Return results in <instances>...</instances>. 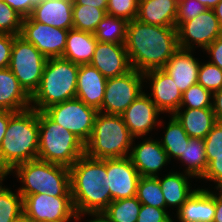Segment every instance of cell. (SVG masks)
Listing matches in <instances>:
<instances>
[{
  "mask_svg": "<svg viewBox=\"0 0 222 222\" xmlns=\"http://www.w3.org/2000/svg\"><path fill=\"white\" fill-rule=\"evenodd\" d=\"M31 108V97L21 87L13 72L0 69V110L20 112Z\"/></svg>",
  "mask_w": 222,
  "mask_h": 222,
  "instance_id": "cell-23",
  "label": "cell"
},
{
  "mask_svg": "<svg viewBox=\"0 0 222 222\" xmlns=\"http://www.w3.org/2000/svg\"><path fill=\"white\" fill-rule=\"evenodd\" d=\"M73 29L93 33L106 12L92 6L73 5Z\"/></svg>",
  "mask_w": 222,
  "mask_h": 222,
  "instance_id": "cell-33",
  "label": "cell"
},
{
  "mask_svg": "<svg viewBox=\"0 0 222 222\" xmlns=\"http://www.w3.org/2000/svg\"><path fill=\"white\" fill-rule=\"evenodd\" d=\"M124 45L132 69L141 73L163 69L179 49L177 28L146 24L134 19L127 24Z\"/></svg>",
  "mask_w": 222,
  "mask_h": 222,
  "instance_id": "cell-1",
  "label": "cell"
},
{
  "mask_svg": "<svg viewBox=\"0 0 222 222\" xmlns=\"http://www.w3.org/2000/svg\"><path fill=\"white\" fill-rule=\"evenodd\" d=\"M157 178L166 202V210L168 209L167 207H169L172 209L176 208L175 210L178 211L196 190L195 187L192 188V186H190L191 183L189 182L193 177L180 172V170L169 171L163 178L160 176Z\"/></svg>",
  "mask_w": 222,
  "mask_h": 222,
  "instance_id": "cell-24",
  "label": "cell"
},
{
  "mask_svg": "<svg viewBox=\"0 0 222 222\" xmlns=\"http://www.w3.org/2000/svg\"><path fill=\"white\" fill-rule=\"evenodd\" d=\"M73 0H38L28 17L59 29H73Z\"/></svg>",
  "mask_w": 222,
  "mask_h": 222,
  "instance_id": "cell-21",
  "label": "cell"
},
{
  "mask_svg": "<svg viewBox=\"0 0 222 222\" xmlns=\"http://www.w3.org/2000/svg\"><path fill=\"white\" fill-rule=\"evenodd\" d=\"M173 116L191 138L204 139L216 123L212 108H179Z\"/></svg>",
  "mask_w": 222,
  "mask_h": 222,
  "instance_id": "cell-26",
  "label": "cell"
},
{
  "mask_svg": "<svg viewBox=\"0 0 222 222\" xmlns=\"http://www.w3.org/2000/svg\"><path fill=\"white\" fill-rule=\"evenodd\" d=\"M6 176H0V222H14L23 216V197L3 186Z\"/></svg>",
  "mask_w": 222,
  "mask_h": 222,
  "instance_id": "cell-31",
  "label": "cell"
},
{
  "mask_svg": "<svg viewBox=\"0 0 222 222\" xmlns=\"http://www.w3.org/2000/svg\"><path fill=\"white\" fill-rule=\"evenodd\" d=\"M208 166L202 180L213 182L217 191H222V155H206Z\"/></svg>",
  "mask_w": 222,
  "mask_h": 222,
  "instance_id": "cell-40",
  "label": "cell"
},
{
  "mask_svg": "<svg viewBox=\"0 0 222 222\" xmlns=\"http://www.w3.org/2000/svg\"><path fill=\"white\" fill-rule=\"evenodd\" d=\"M85 154V144L69 130L39 111L37 159L70 168Z\"/></svg>",
  "mask_w": 222,
  "mask_h": 222,
  "instance_id": "cell-7",
  "label": "cell"
},
{
  "mask_svg": "<svg viewBox=\"0 0 222 222\" xmlns=\"http://www.w3.org/2000/svg\"><path fill=\"white\" fill-rule=\"evenodd\" d=\"M208 54L209 62L215 64L222 70V35L212 42L205 50Z\"/></svg>",
  "mask_w": 222,
  "mask_h": 222,
  "instance_id": "cell-45",
  "label": "cell"
},
{
  "mask_svg": "<svg viewBox=\"0 0 222 222\" xmlns=\"http://www.w3.org/2000/svg\"><path fill=\"white\" fill-rule=\"evenodd\" d=\"M213 222H222V191H215V216Z\"/></svg>",
  "mask_w": 222,
  "mask_h": 222,
  "instance_id": "cell-49",
  "label": "cell"
},
{
  "mask_svg": "<svg viewBox=\"0 0 222 222\" xmlns=\"http://www.w3.org/2000/svg\"><path fill=\"white\" fill-rule=\"evenodd\" d=\"M192 53L194 54V50L179 48L163 67L182 94L198 81L201 61L199 62Z\"/></svg>",
  "mask_w": 222,
  "mask_h": 222,
  "instance_id": "cell-22",
  "label": "cell"
},
{
  "mask_svg": "<svg viewBox=\"0 0 222 222\" xmlns=\"http://www.w3.org/2000/svg\"><path fill=\"white\" fill-rule=\"evenodd\" d=\"M134 138L121 115L98 112L85 154L96 159L127 157Z\"/></svg>",
  "mask_w": 222,
  "mask_h": 222,
  "instance_id": "cell-6",
  "label": "cell"
},
{
  "mask_svg": "<svg viewBox=\"0 0 222 222\" xmlns=\"http://www.w3.org/2000/svg\"><path fill=\"white\" fill-rule=\"evenodd\" d=\"M23 18L29 17L38 0H3Z\"/></svg>",
  "mask_w": 222,
  "mask_h": 222,
  "instance_id": "cell-44",
  "label": "cell"
},
{
  "mask_svg": "<svg viewBox=\"0 0 222 222\" xmlns=\"http://www.w3.org/2000/svg\"><path fill=\"white\" fill-rule=\"evenodd\" d=\"M212 109L216 122L222 123V88L213 92Z\"/></svg>",
  "mask_w": 222,
  "mask_h": 222,
  "instance_id": "cell-46",
  "label": "cell"
},
{
  "mask_svg": "<svg viewBox=\"0 0 222 222\" xmlns=\"http://www.w3.org/2000/svg\"><path fill=\"white\" fill-rule=\"evenodd\" d=\"M97 42L93 33L69 29L62 58L78 65L90 64Z\"/></svg>",
  "mask_w": 222,
  "mask_h": 222,
  "instance_id": "cell-27",
  "label": "cell"
},
{
  "mask_svg": "<svg viewBox=\"0 0 222 222\" xmlns=\"http://www.w3.org/2000/svg\"><path fill=\"white\" fill-rule=\"evenodd\" d=\"M108 0H73V5H86L98 9H103L106 12Z\"/></svg>",
  "mask_w": 222,
  "mask_h": 222,
  "instance_id": "cell-48",
  "label": "cell"
},
{
  "mask_svg": "<svg viewBox=\"0 0 222 222\" xmlns=\"http://www.w3.org/2000/svg\"><path fill=\"white\" fill-rule=\"evenodd\" d=\"M177 161L185 167L183 173L189 174L194 179H202L208 166L204 139L190 137L183 154Z\"/></svg>",
  "mask_w": 222,
  "mask_h": 222,
  "instance_id": "cell-28",
  "label": "cell"
},
{
  "mask_svg": "<svg viewBox=\"0 0 222 222\" xmlns=\"http://www.w3.org/2000/svg\"><path fill=\"white\" fill-rule=\"evenodd\" d=\"M68 31L26 17L22 20L20 36L32 43L46 58H57L63 56Z\"/></svg>",
  "mask_w": 222,
  "mask_h": 222,
  "instance_id": "cell-13",
  "label": "cell"
},
{
  "mask_svg": "<svg viewBox=\"0 0 222 222\" xmlns=\"http://www.w3.org/2000/svg\"><path fill=\"white\" fill-rule=\"evenodd\" d=\"M143 84V73L135 69L122 76L107 78L103 103L98 111L121 115L144 92Z\"/></svg>",
  "mask_w": 222,
  "mask_h": 222,
  "instance_id": "cell-10",
  "label": "cell"
},
{
  "mask_svg": "<svg viewBox=\"0 0 222 222\" xmlns=\"http://www.w3.org/2000/svg\"><path fill=\"white\" fill-rule=\"evenodd\" d=\"M143 77L146 84L148 81L151 90L148 96L156 107L163 114L173 115L180 108L182 92L171 76L163 69H155L143 73Z\"/></svg>",
  "mask_w": 222,
  "mask_h": 222,
  "instance_id": "cell-17",
  "label": "cell"
},
{
  "mask_svg": "<svg viewBox=\"0 0 222 222\" xmlns=\"http://www.w3.org/2000/svg\"><path fill=\"white\" fill-rule=\"evenodd\" d=\"M15 37V35L0 34V69L9 66L12 45Z\"/></svg>",
  "mask_w": 222,
  "mask_h": 222,
  "instance_id": "cell-43",
  "label": "cell"
},
{
  "mask_svg": "<svg viewBox=\"0 0 222 222\" xmlns=\"http://www.w3.org/2000/svg\"><path fill=\"white\" fill-rule=\"evenodd\" d=\"M47 58L20 35L14 38L8 68L31 97L42 78Z\"/></svg>",
  "mask_w": 222,
  "mask_h": 222,
  "instance_id": "cell-8",
  "label": "cell"
},
{
  "mask_svg": "<svg viewBox=\"0 0 222 222\" xmlns=\"http://www.w3.org/2000/svg\"><path fill=\"white\" fill-rule=\"evenodd\" d=\"M198 84L212 93L222 88V70L215 64L201 62L198 70Z\"/></svg>",
  "mask_w": 222,
  "mask_h": 222,
  "instance_id": "cell-36",
  "label": "cell"
},
{
  "mask_svg": "<svg viewBox=\"0 0 222 222\" xmlns=\"http://www.w3.org/2000/svg\"><path fill=\"white\" fill-rule=\"evenodd\" d=\"M141 205L136 196L114 200L102 214L109 222H137Z\"/></svg>",
  "mask_w": 222,
  "mask_h": 222,
  "instance_id": "cell-32",
  "label": "cell"
},
{
  "mask_svg": "<svg viewBox=\"0 0 222 222\" xmlns=\"http://www.w3.org/2000/svg\"><path fill=\"white\" fill-rule=\"evenodd\" d=\"M69 171L75 212L81 216L102 214L112 202L106 159L91 158L84 154Z\"/></svg>",
  "mask_w": 222,
  "mask_h": 222,
  "instance_id": "cell-2",
  "label": "cell"
},
{
  "mask_svg": "<svg viewBox=\"0 0 222 222\" xmlns=\"http://www.w3.org/2000/svg\"><path fill=\"white\" fill-rule=\"evenodd\" d=\"M136 138L143 141L135 144ZM136 138L133 140L129 155L134 167L141 177H158L160 170L171 162L166 151L158 139H152L151 136Z\"/></svg>",
  "mask_w": 222,
  "mask_h": 222,
  "instance_id": "cell-15",
  "label": "cell"
},
{
  "mask_svg": "<svg viewBox=\"0 0 222 222\" xmlns=\"http://www.w3.org/2000/svg\"><path fill=\"white\" fill-rule=\"evenodd\" d=\"M9 174L22 183L18 188L22 196L41 193L72 196L68 167L35 159L17 165Z\"/></svg>",
  "mask_w": 222,
  "mask_h": 222,
  "instance_id": "cell-5",
  "label": "cell"
},
{
  "mask_svg": "<svg viewBox=\"0 0 222 222\" xmlns=\"http://www.w3.org/2000/svg\"><path fill=\"white\" fill-rule=\"evenodd\" d=\"M14 222H30V221L23 215Z\"/></svg>",
  "mask_w": 222,
  "mask_h": 222,
  "instance_id": "cell-54",
  "label": "cell"
},
{
  "mask_svg": "<svg viewBox=\"0 0 222 222\" xmlns=\"http://www.w3.org/2000/svg\"><path fill=\"white\" fill-rule=\"evenodd\" d=\"M127 24L128 22L125 19L106 14L94 32L96 40L99 42L124 44Z\"/></svg>",
  "mask_w": 222,
  "mask_h": 222,
  "instance_id": "cell-30",
  "label": "cell"
},
{
  "mask_svg": "<svg viewBox=\"0 0 222 222\" xmlns=\"http://www.w3.org/2000/svg\"><path fill=\"white\" fill-rule=\"evenodd\" d=\"M180 49L203 51L222 35V29L213 9H207L196 18L183 22L177 28Z\"/></svg>",
  "mask_w": 222,
  "mask_h": 222,
  "instance_id": "cell-11",
  "label": "cell"
},
{
  "mask_svg": "<svg viewBox=\"0 0 222 222\" xmlns=\"http://www.w3.org/2000/svg\"><path fill=\"white\" fill-rule=\"evenodd\" d=\"M43 112L54 122L60 124L86 144L93 132L97 109L74 98L57 103Z\"/></svg>",
  "mask_w": 222,
  "mask_h": 222,
  "instance_id": "cell-9",
  "label": "cell"
},
{
  "mask_svg": "<svg viewBox=\"0 0 222 222\" xmlns=\"http://www.w3.org/2000/svg\"><path fill=\"white\" fill-rule=\"evenodd\" d=\"M106 172L112 201L136 196L141 176L129 156L106 159Z\"/></svg>",
  "mask_w": 222,
  "mask_h": 222,
  "instance_id": "cell-16",
  "label": "cell"
},
{
  "mask_svg": "<svg viewBox=\"0 0 222 222\" xmlns=\"http://www.w3.org/2000/svg\"><path fill=\"white\" fill-rule=\"evenodd\" d=\"M178 3L174 0H139L137 20L151 25L173 27Z\"/></svg>",
  "mask_w": 222,
  "mask_h": 222,
  "instance_id": "cell-25",
  "label": "cell"
},
{
  "mask_svg": "<svg viewBox=\"0 0 222 222\" xmlns=\"http://www.w3.org/2000/svg\"><path fill=\"white\" fill-rule=\"evenodd\" d=\"M169 117L170 119L167 127H165V133L163 138L159 139V142L171 161L172 159L178 160L180 158L190 137L173 115Z\"/></svg>",
  "mask_w": 222,
  "mask_h": 222,
  "instance_id": "cell-29",
  "label": "cell"
},
{
  "mask_svg": "<svg viewBox=\"0 0 222 222\" xmlns=\"http://www.w3.org/2000/svg\"><path fill=\"white\" fill-rule=\"evenodd\" d=\"M169 211L150 205H141L137 222H175Z\"/></svg>",
  "mask_w": 222,
  "mask_h": 222,
  "instance_id": "cell-41",
  "label": "cell"
},
{
  "mask_svg": "<svg viewBox=\"0 0 222 222\" xmlns=\"http://www.w3.org/2000/svg\"><path fill=\"white\" fill-rule=\"evenodd\" d=\"M16 112L0 110V147L5 136V132L7 129V125L9 119L15 114Z\"/></svg>",
  "mask_w": 222,
  "mask_h": 222,
  "instance_id": "cell-47",
  "label": "cell"
},
{
  "mask_svg": "<svg viewBox=\"0 0 222 222\" xmlns=\"http://www.w3.org/2000/svg\"><path fill=\"white\" fill-rule=\"evenodd\" d=\"M208 9H213L221 0H197Z\"/></svg>",
  "mask_w": 222,
  "mask_h": 222,
  "instance_id": "cell-53",
  "label": "cell"
},
{
  "mask_svg": "<svg viewBox=\"0 0 222 222\" xmlns=\"http://www.w3.org/2000/svg\"><path fill=\"white\" fill-rule=\"evenodd\" d=\"M215 216V190L198 187L176 211L178 222H213Z\"/></svg>",
  "mask_w": 222,
  "mask_h": 222,
  "instance_id": "cell-19",
  "label": "cell"
},
{
  "mask_svg": "<svg viewBox=\"0 0 222 222\" xmlns=\"http://www.w3.org/2000/svg\"><path fill=\"white\" fill-rule=\"evenodd\" d=\"M83 216H81L80 214H78L77 212H74L69 218L66 219H60V220H55V221H46V222H71L72 220H74L75 222L80 221ZM72 219V220H71Z\"/></svg>",
  "mask_w": 222,
  "mask_h": 222,
  "instance_id": "cell-51",
  "label": "cell"
},
{
  "mask_svg": "<svg viewBox=\"0 0 222 222\" xmlns=\"http://www.w3.org/2000/svg\"><path fill=\"white\" fill-rule=\"evenodd\" d=\"M23 197V215L30 222H46L69 218L74 212L72 196H52L46 193Z\"/></svg>",
  "mask_w": 222,
  "mask_h": 222,
  "instance_id": "cell-12",
  "label": "cell"
},
{
  "mask_svg": "<svg viewBox=\"0 0 222 222\" xmlns=\"http://www.w3.org/2000/svg\"><path fill=\"white\" fill-rule=\"evenodd\" d=\"M39 147V111L16 112L7 125L0 147V176H8L19 164L35 160Z\"/></svg>",
  "mask_w": 222,
  "mask_h": 222,
  "instance_id": "cell-3",
  "label": "cell"
},
{
  "mask_svg": "<svg viewBox=\"0 0 222 222\" xmlns=\"http://www.w3.org/2000/svg\"><path fill=\"white\" fill-rule=\"evenodd\" d=\"M107 78L90 64L79 65L76 98L99 110L103 103Z\"/></svg>",
  "mask_w": 222,
  "mask_h": 222,
  "instance_id": "cell-20",
  "label": "cell"
},
{
  "mask_svg": "<svg viewBox=\"0 0 222 222\" xmlns=\"http://www.w3.org/2000/svg\"><path fill=\"white\" fill-rule=\"evenodd\" d=\"M22 20V16L3 0L0 1V34L20 35Z\"/></svg>",
  "mask_w": 222,
  "mask_h": 222,
  "instance_id": "cell-37",
  "label": "cell"
},
{
  "mask_svg": "<svg viewBox=\"0 0 222 222\" xmlns=\"http://www.w3.org/2000/svg\"><path fill=\"white\" fill-rule=\"evenodd\" d=\"M79 65L62 57L47 58L40 84L31 96V108L43 111L76 98Z\"/></svg>",
  "mask_w": 222,
  "mask_h": 222,
  "instance_id": "cell-4",
  "label": "cell"
},
{
  "mask_svg": "<svg viewBox=\"0 0 222 222\" xmlns=\"http://www.w3.org/2000/svg\"><path fill=\"white\" fill-rule=\"evenodd\" d=\"M88 216L92 217L90 220L87 219V222H109L103 214H88Z\"/></svg>",
  "mask_w": 222,
  "mask_h": 222,
  "instance_id": "cell-52",
  "label": "cell"
},
{
  "mask_svg": "<svg viewBox=\"0 0 222 222\" xmlns=\"http://www.w3.org/2000/svg\"><path fill=\"white\" fill-rule=\"evenodd\" d=\"M136 197L141 204L166 209V202L157 177H141Z\"/></svg>",
  "mask_w": 222,
  "mask_h": 222,
  "instance_id": "cell-34",
  "label": "cell"
},
{
  "mask_svg": "<svg viewBox=\"0 0 222 222\" xmlns=\"http://www.w3.org/2000/svg\"><path fill=\"white\" fill-rule=\"evenodd\" d=\"M139 0H108L106 14L130 22L137 18Z\"/></svg>",
  "mask_w": 222,
  "mask_h": 222,
  "instance_id": "cell-38",
  "label": "cell"
},
{
  "mask_svg": "<svg viewBox=\"0 0 222 222\" xmlns=\"http://www.w3.org/2000/svg\"><path fill=\"white\" fill-rule=\"evenodd\" d=\"M213 11L222 29V0L213 8Z\"/></svg>",
  "mask_w": 222,
  "mask_h": 222,
  "instance_id": "cell-50",
  "label": "cell"
},
{
  "mask_svg": "<svg viewBox=\"0 0 222 222\" xmlns=\"http://www.w3.org/2000/svg\"><path fill=\"white\" fill-rule=\"evenodd\" d=\"M213 93L200 84H194L183 94L180 108H212Z\"/></svg>",
  "mask_w": 222,
  "mask_h": 222,
  "instance_id": "cell-35",
  "label": "cell"
},
{
  "mask_svg": "<svg viewBox=\"0 0 222 222\" xmlns=\"http://www.w3.org/2000/svg\"><path fill=\"white\" fill-rule=\"evenodd\" d=\"M90 65L104 77L122 76L132 70L124 44L97 42Z\"/></svg>",
  "mask_w": 222,
  "mask_h": 222,
  "instance_id": "cell-18",
  "label": "cell"
},
{
  "mask_svg": "<svg viewBox=\"0 0 222 222\" xmlns=\"http://www.w3.org/2000/svg\"><path fill=\"white\" fill-rule=\"evenodd\" d=\"M208 8L197 0H187L178 3L177 17L175 20V28H178L183 22L196 18Z\"/></svg>",
  "mask_w": 222,
  "mask_h": 222,
  "instance_id": "cell-39",
  "label": "cell"
},
{
  "mask_svg": "<svg viewBox=\"0 0 222 222\" xmlns=\"http://www.w3.org/2000/svg\"><path fill=\"white\" fill-rule=\"evenodd\" d=\"M176 3H181V2H184V1H187V0H174Z\"/></svg>",
  "mask_w": 222,
  "mask_h": 222,
  "instance_id": "cell-55",
  "label": "cell"
},
{
  "mask_svg": "<svg viewBox=\"0 0 222 222\" xmlns=\"http://www.w3.org/2000/svg\"><path fill=\"white\" fill-rule=\"evenodd\" d=\"M161 114L163 113L144 90L121 116L130 133L136 138L145 137L156 127H161L163 123L159 118Z\"/></svg>",
  "mask_w": 222,
  "mask_h": 222,
  "instance_id": "cell-14",
  "label": "cell"
},
{
  "mask_svg": "<svg viewBox=\"0 0 222 222\" xmlns=\"http://www.w3.org/2000/svg\"><path fill=\"white\" fill-rule=\"evenodd\" d=\"M206 155H222V123L216 122L204 138Z\"/></svg>",
  "mask_w": 222,
  "mask_h": 222,
  "instance_id": "cell-42",
  "label": "cell"
}]
</instances>
